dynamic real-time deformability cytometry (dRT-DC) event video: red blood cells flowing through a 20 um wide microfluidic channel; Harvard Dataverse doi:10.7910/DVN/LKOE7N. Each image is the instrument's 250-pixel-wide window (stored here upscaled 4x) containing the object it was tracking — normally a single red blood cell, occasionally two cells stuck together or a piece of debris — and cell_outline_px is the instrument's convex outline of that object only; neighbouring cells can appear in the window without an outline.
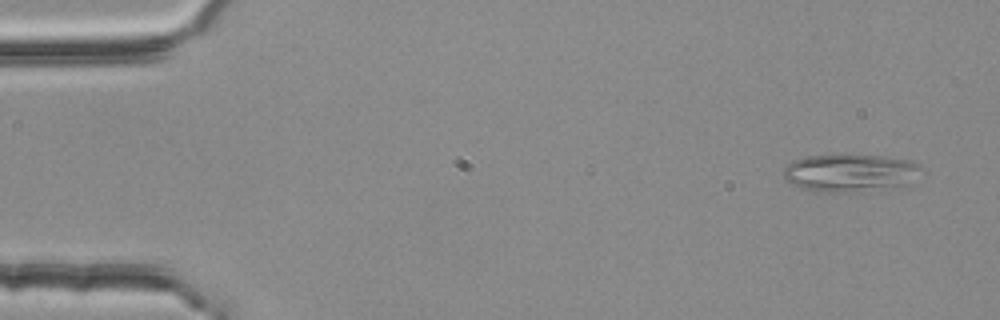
{"species": "common noctule bat (a hibernating species)", "species_latin": "Nyctalus noctula", "temperature_condition": "room temperature", "stored_images_in_passage": 4, "camera_frame_rate_fps": 3000, "um_per_image_px": 0.085, "animal": {"sex": "female", "body_mass_g": 25.1}, "frame": {"image": 1, "passage_image": 1, "time_ms": 0.0, "image_size_px": [1000, 320], "cell_outline_px": [[928, 172], [912, 184], [860, 192], [820, 192], [800, 188], [792, 184], [784, 176], [784, 168], [792, 160], [808, 156], [884, 156], [908, 160], [920, 164]], "centroid_in_image_um": [72.4, 14.72], "position_along_channel_um": 12.6, "area_um2": 30.75}}
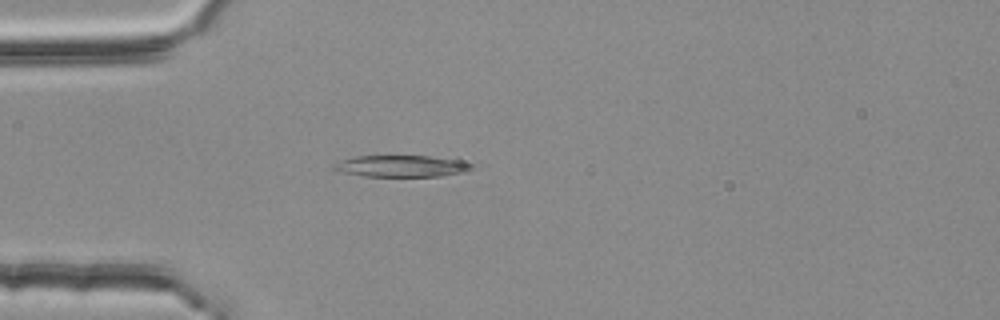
{"frame": {"image": 2, "passage_image": 4, "time_ms": 1.0, "image_size_px": [1000, 320], "cell_outline_px": [[476, 164], [464, 172], [440, 176], [364, 176], [344, 172], [332, 168], [332, 164], [340, 160], [352, 156], [428, 156], [456, 160]], "centroid_in_image_um": [34.08, 14.11], "position_along_channel_um": 50.9, "area_um2": 17.17}}